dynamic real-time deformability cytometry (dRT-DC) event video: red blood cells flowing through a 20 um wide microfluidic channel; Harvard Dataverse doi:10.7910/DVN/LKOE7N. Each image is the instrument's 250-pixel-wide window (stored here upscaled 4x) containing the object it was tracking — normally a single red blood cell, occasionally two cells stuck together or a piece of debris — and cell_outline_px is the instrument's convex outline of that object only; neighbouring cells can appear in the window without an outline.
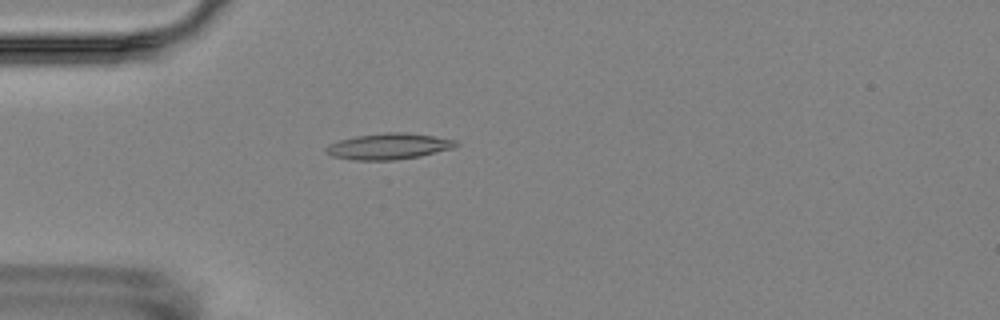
{"species": "Egyptian fruit bat (a non-hibernating species)", "species_latin": "Rousettus aegyptiacus", "temperature_condition": "room temperature", "stored_images_in_passage": 6, "camera_frame_rate_fps": 3000, "um_per_image_px": 0.085, "animal": {"sex": "female"}, "frame": {"image": 1, "passage_image": 4, "time_ms": 4.333, "image_size_px": [1000, 320], "cell_outline_px": [[460, 144], [452, 148], [420, 156], [396, 160], [352, 160], [332, 156], [324, 152], [324, 148], [328, 144], [340, 140], [356, 136], [388, 132], [404, 132], [432, 136], [456, 140]], "centroid_in_image_um": [33.0, 12.44], "position_along_channel_um": 52.0, "area_um2": 19.71}}